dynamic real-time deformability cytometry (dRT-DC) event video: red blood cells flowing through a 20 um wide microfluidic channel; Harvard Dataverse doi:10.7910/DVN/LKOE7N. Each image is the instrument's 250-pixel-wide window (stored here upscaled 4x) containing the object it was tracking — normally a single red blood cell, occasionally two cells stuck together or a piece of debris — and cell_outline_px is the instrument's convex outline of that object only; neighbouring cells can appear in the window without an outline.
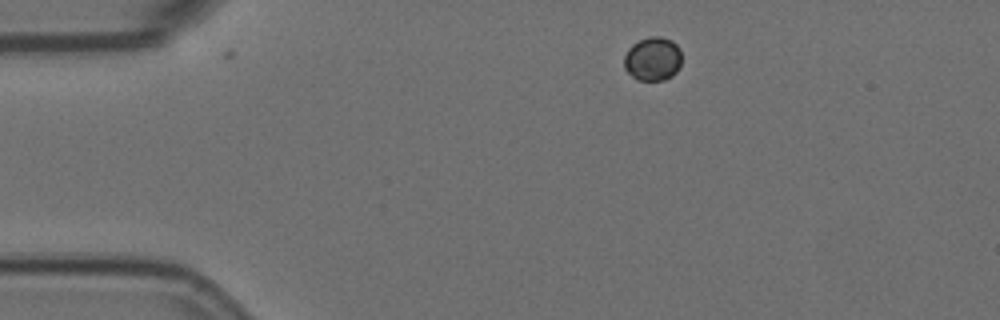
{"species": "Egyptian fruit bat (a non-hibernating species)", "species_latin": "Rousettus aegyptiacus", "temperature_condition": "room temperature", "stored_images_in_passage": 3, "camera_frame_rate_fps": 3000, "um_per_image_px": 0.085, "animal": {"sex": "female"}, "frame": {"image": 1, "passage_image": 1, "time_ms": 0.0, "image_size_px": [1000, 320], "cell_outline_px": [[680, 64], [676, 72], [672, 76], [664, 80], [636, 80], [624, 68], [624, 56], [628, 48], [632, 44], [648, 36], [660, 36], [672, 40], [680, 48]], "centroid_in_image_um": [55.47, 5.0], "position_along_channel_um": 29.5, "area_um2": 14.8}}
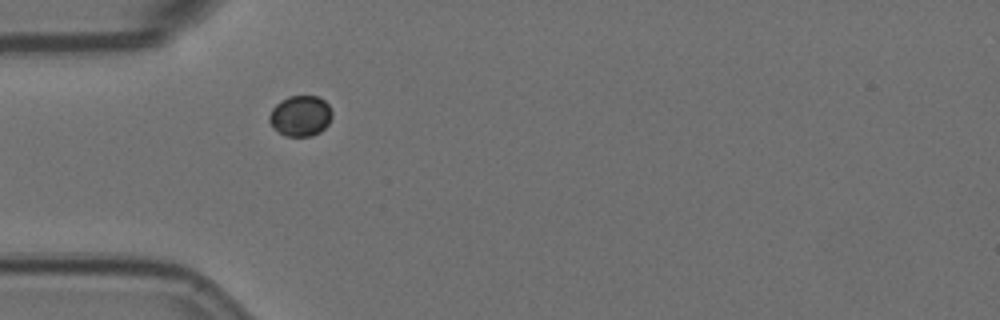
{"frame": {"image": 2, "passage_image": 3, "time_ms": 0.667, "image_size_px": [1000, 320], "cell_outline_px": [[332, 116], [328, 124], [320, 132], [312, 136], [288, 136], [280, 132], [268, 120], [268, 116], [272, 108], [280, 100], [288, 96], [316, 96], [324, 100], [328, 104], [332, 112]], "centroid_in_image_um": [25.55, 9.83], "position_along_channel_um": 59.5, "area_um2": 14.8}}